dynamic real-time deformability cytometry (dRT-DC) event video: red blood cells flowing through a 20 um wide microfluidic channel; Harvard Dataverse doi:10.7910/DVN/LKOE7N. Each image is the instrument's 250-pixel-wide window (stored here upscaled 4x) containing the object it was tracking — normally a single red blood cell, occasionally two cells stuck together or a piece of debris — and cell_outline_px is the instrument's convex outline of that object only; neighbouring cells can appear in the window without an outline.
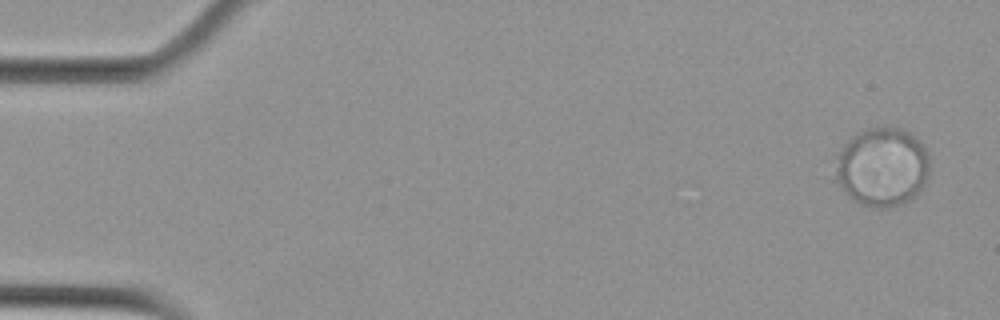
{"species": "Egyptian fruit bat (a non-hibernating species)", "species_latin": "Rousettus aegyptiacus", "temperature_condition": "cold", "stored_images_in_passage": 21, "camera_frame_rate_fps": 3000, "um_per_image_px": 0.085, "animal": {"sex": "female"}, "frame": {"image": 1, "passage_image": 3, "time_ms": 0.667, "image_size_px": [1000, 320], "cell_outline_px": [[928, 180], [908, 200], [900, 204], [888, 208], [872, 208], [860, 204], [844, 188], [836, 176], [836, 156], [844, 144], [852, 136], [876, 124], [884, 124], [904, 128], [920, 140], [924, 144], [928, 152]], "centroid_in_image_um": [75.02, 14.12], "position_along_channel_um": 10.0, "area_um2": 43.52}}
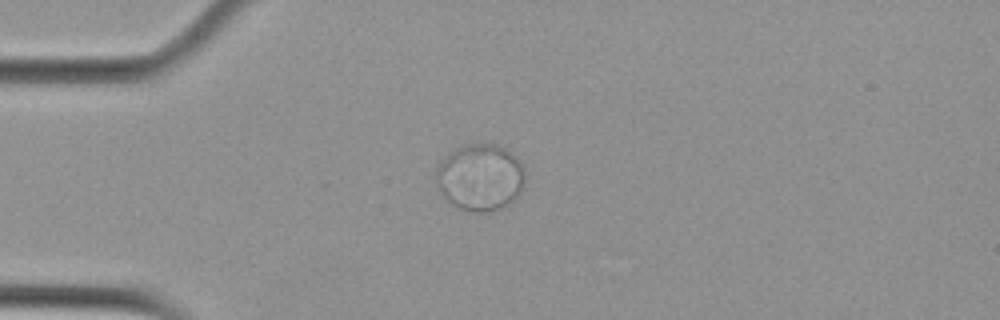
{"frame": {"image": 2, "passage_image": 15, "time_ms": 4.667, "image_size_px": [1000, 320], "cell_outline_px": [[524, 184], [520, 192], [508, 204], [500, 208], [484, 212], [476, 212], [460, 208], [452, 204], [440, 192], [436, 184], [436, 168], [440, 160], [448, 152], [460, 144], [488, 140], [508, 148], [524, 164]], "centroid_in_image_um": [40.81, 14.98], "position_along_channel_um": 44.2, "area_um2": 35.66}}
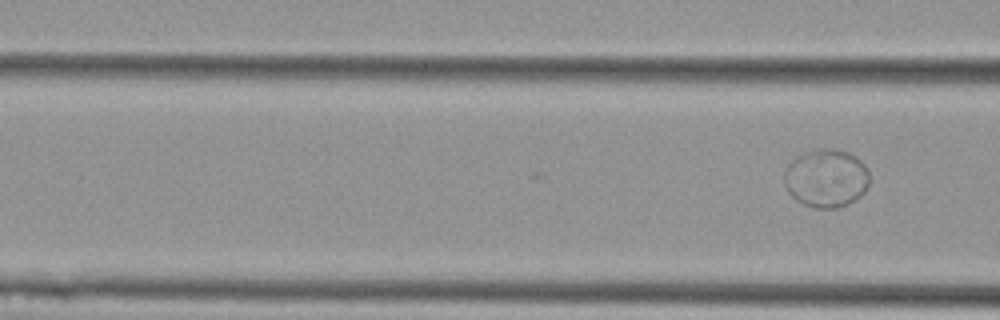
{"frame": {"image": 3, "passage_image": 21, "time_ms": 6.667, "image_size_px": [1000, 320], "cell_outline_px": [[868, 184], [864, 192], [860, 196], [848, 204], [836, 208], [812, 208], [796, 200], [788, 192], [784, 184], [784, 172], [788, 164], [792, 160], [804, 152], [816, 148], [836, 148], [848, 152], [856, 156], [864, 164], [868, 172]], "centroid_in_image_um": [70.21, 15.13], "position_along_channel_um": 96.4, "area_um2": 29.19}}